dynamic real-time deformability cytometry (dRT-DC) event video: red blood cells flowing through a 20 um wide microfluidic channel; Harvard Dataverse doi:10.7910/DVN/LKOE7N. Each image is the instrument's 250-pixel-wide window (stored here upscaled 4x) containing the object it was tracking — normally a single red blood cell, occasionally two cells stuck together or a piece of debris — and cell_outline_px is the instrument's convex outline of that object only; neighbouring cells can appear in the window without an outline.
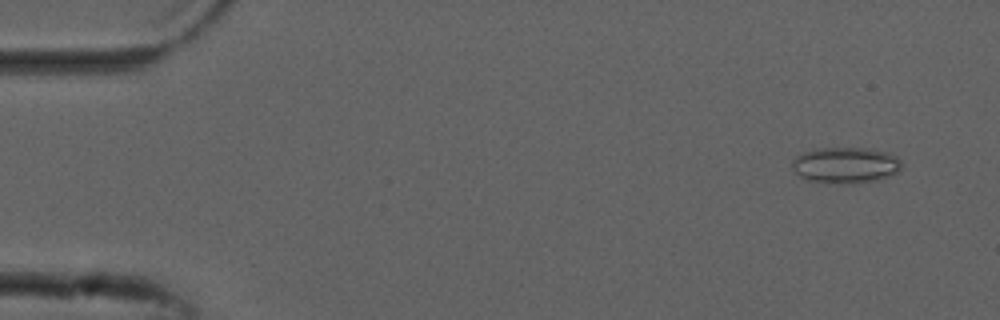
{"species": "common noctule bat (a hibernating species)", "species_latin": "Nyctalus noctula", "temperature_condition": "cold", "stored_images_in_passage": 53, "camera_frame_rate_fps": 3000, "um_per_image_px": 0.085, "animal": {"sex": "male", "forearm_length_mm": 52.5}, "frame": {"image": 1, "passage_image": 4, "time_ms": 1.0, "image_size_px": [1000, 320], "cell_outline_px": [[900, 168], [896, 172], [888, 176], [876, 180], [852, 184], [840, 184], [808, 180], [800, 176], [792, 168], [792, 160], [796, 156], [804, 152], [816, 148], [872, 148], [888, 152], [896, 156], [900, 160]], "centroid_in_image_um": [71.86, 14.03], "position_along_channel_um": 13.1, "area_um2": 23.06}}
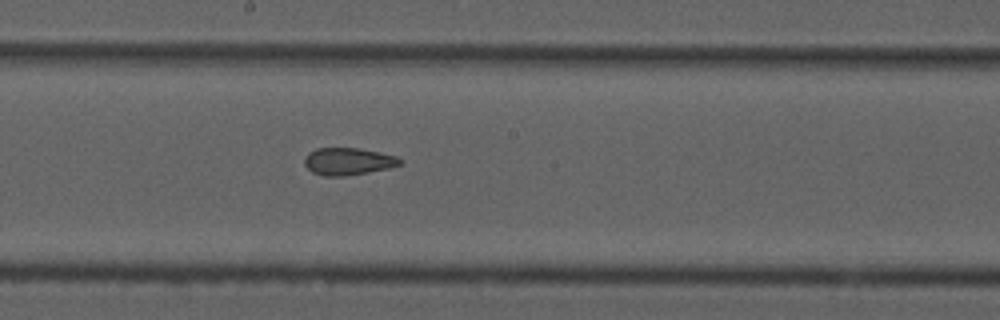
{"frame": {"image": 2, "passage_image": 29, "time_ms": 9.333, "image_size_px": [1000, 320], "cell_outline_px": [[404, 160], [400, 164], [392, 168], [344, 176], [324, 176], [312, 172], [304, 164], [304, 156], [308, 152], [316, 148], [360, 148], [380, 152], [396, 156]], "centroid_in_image_um": [29.6, 13.71], "position_along_channel_um": 218.6, "area_um2": 15.37}}
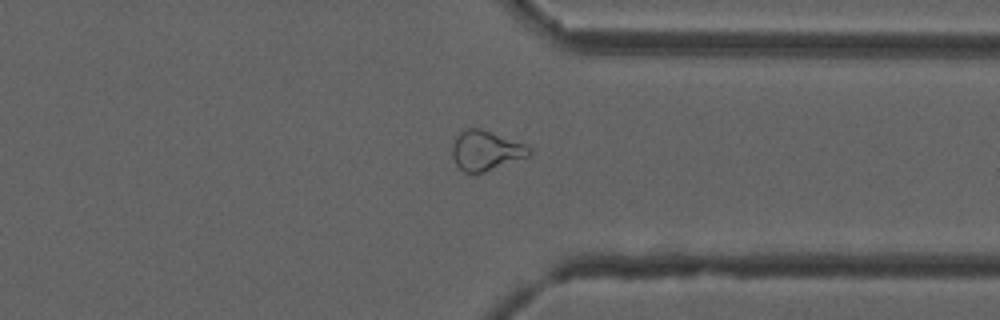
{"frame": {"image": 3, "passage_image": 41, "time_ms": 13.333, "image_size_px": [1000, 320], "cell_outline_px": [[532, 152], [528, 156], [484, 172], [464, 172], [456, 164], [452, 156], [452, 144], [456, 136], [460, 132], [468, 128], [480, 128], [524, 144], [532, 148]], "centroid_in_image_um": [41.28, 12.79], "position_along_channel_um": 370.1, "area_um2": 17.57}, "authors_computed_cell_mechanics": {"area_um2": 18.5538, "velocity_mm_per_s": 3.8356, "shape_relaxation_time_tau1_ms": null, "shape_relaxation_time_tau2_ms": 1.644, "deformation_change_tau1": null, "deformation_change_tau2": 0.0738}}